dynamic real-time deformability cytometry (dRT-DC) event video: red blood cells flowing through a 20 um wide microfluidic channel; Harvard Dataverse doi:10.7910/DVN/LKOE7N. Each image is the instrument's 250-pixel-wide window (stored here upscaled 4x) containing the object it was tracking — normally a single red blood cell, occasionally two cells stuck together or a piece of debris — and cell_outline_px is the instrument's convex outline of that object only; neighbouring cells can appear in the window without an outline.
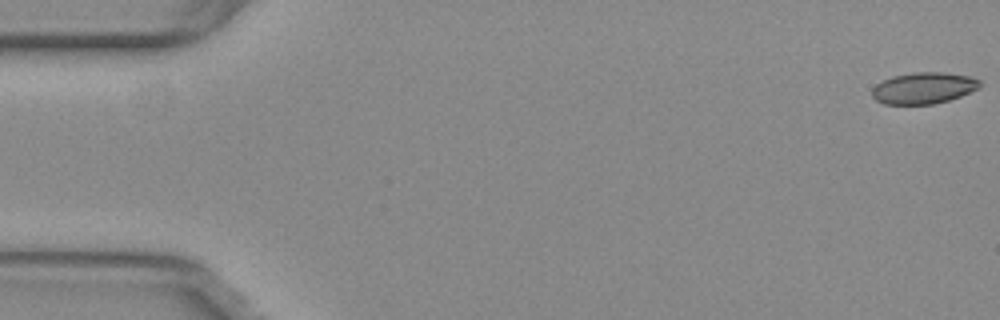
{"species": "common noctule bat (a hibernating species)", "species_latin": "Nyctalus noctula", "temperature_condition": "warm", "stored_images_in_passage": 14, "camera_frame_rate_fps": 3000, "um_per_image_px": 0.085, "animal": {"sex": "female", "body_mass_g": 29.2, "forearm_length_mm": 56.3}, "frame": {"image": 1, "passage_image": 1, "time_ms": 0.0, "image_size_px": [1000, 320], "cell_outline_px": [[980, 88], [960, 96], [948, 100], [932, 104], [884, 104], [876, 100], [872, 96], [872, 88], [876, 84], [892, 76], [912, 72], [940, 72], [968, 76], [980, 80]], "centroid_in_image_um": [78.49, 7.48], "position_along_channel_um": 6.5, "area_um2": 19.65}}
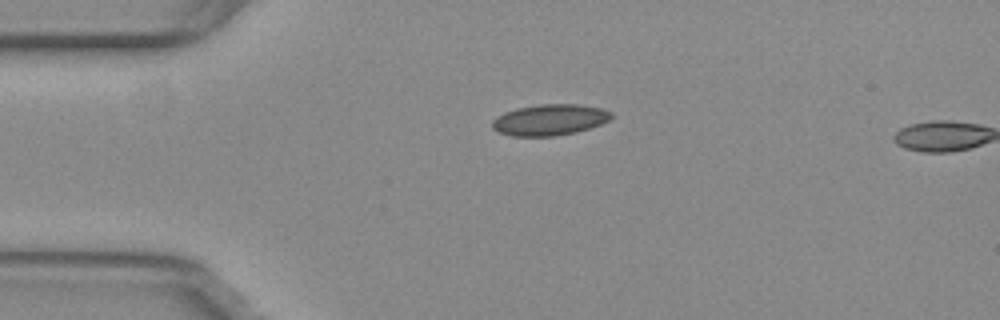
{"frame": {"image": 2, "passage_image": 13, "time_ms": 4.0, "image_size_px": [1000, 320], "cell_outline_px": [[612, 116], [608, 120], [600, 124], [576, 132], [552, 136], [512, 136], [496, 132], [492, 128], [492, 120], [496, 116], [504, 112], [516, 108], [540, 104], [580, 104], [600, 108], [612, 112]], "centroid_in_image_um": [46.67, 10.18], "position_along_channel_um": 38.3, "area_um2": 21.62}}